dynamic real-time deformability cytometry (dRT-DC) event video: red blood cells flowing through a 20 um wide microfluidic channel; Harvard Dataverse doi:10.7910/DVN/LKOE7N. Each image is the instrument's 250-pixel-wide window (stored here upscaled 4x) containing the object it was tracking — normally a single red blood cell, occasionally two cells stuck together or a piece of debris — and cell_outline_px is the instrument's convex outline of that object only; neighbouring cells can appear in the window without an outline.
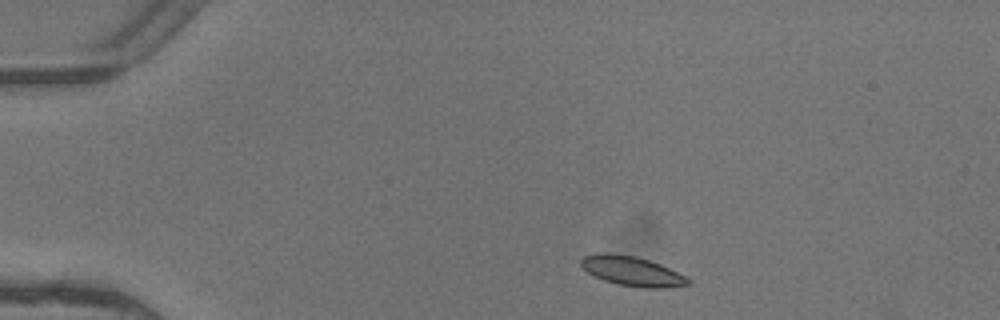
{"species": "common noctule bat (a hibernating species)", "species_latin": "Nyctalus noctula", "temperature_condition": "warm", "stored_images_in_passage": 5, "camera_frame_rate_fps": 3000, "um_per_image_px": 0.085, "animal": {"sex": "female"}, "frame": {"image": 1, "passage_image": 1, "time_ms": 0.0, "image_size_px": [1000, 320], "cell_outline_px": [[692, 284], [664, 288], [640, 288], [616, 284], [604, 280], [588, 272], [580, 264], [580, 260], [584, 256], [600, 252], [608, 252], [636, 256], [660, 264], [684, 276]], "centroid_in_image_um": [53.69, 23.04], "position_along_channel_um": 31.3, "area_um2": 18.38}}
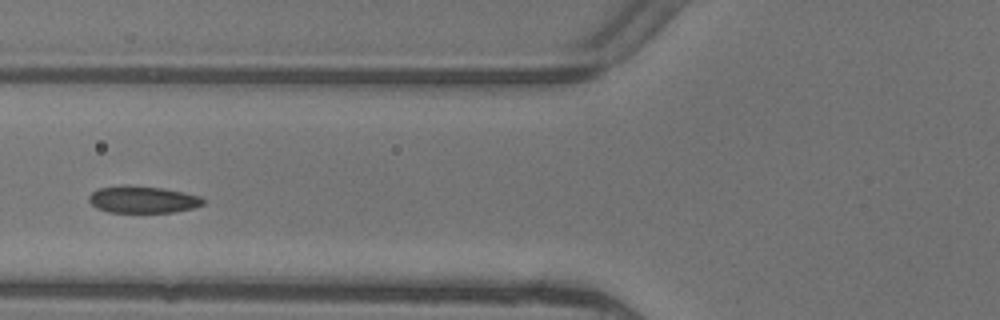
{"frame": {"image": 2, "passage_image": 4, "time_ms": 1.0, "image_size_px": [1000, 320], "cell_outline_px": [[204, 204], [196, 208], [176, 212], [108, 212], [96, 208], [88, 200], [88, 196], [92, 192], [100, 188], [124, 184], [128, 184], [164, 188], [200, 196], [204, 200]], "centroid_in_image_um": [12.14, 16.95], "position_along_channel_um": 113.7, "area_um2": 18.21}}
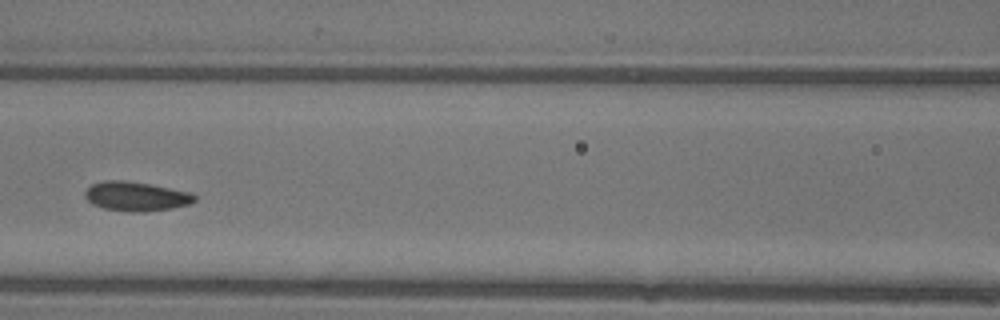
{"frame": {"image": 3, "passage_image": 5, "time_ms": 1.333, "image_size_px": [1000, 320], "cell_outline_px": [[196, 200], [188, 204], [172, 208], [144, 212], [132, 212], [104, 208], [92, 204], [84, 196], [84, 192], [92, 184], [104, 180], [124, 180], [148, 184], [192, 192], [196, 196]], "centroid_in_image_um": [11.56, 16.69], "position_along_channel_um": 155.0, "area_um2": 18.67}}